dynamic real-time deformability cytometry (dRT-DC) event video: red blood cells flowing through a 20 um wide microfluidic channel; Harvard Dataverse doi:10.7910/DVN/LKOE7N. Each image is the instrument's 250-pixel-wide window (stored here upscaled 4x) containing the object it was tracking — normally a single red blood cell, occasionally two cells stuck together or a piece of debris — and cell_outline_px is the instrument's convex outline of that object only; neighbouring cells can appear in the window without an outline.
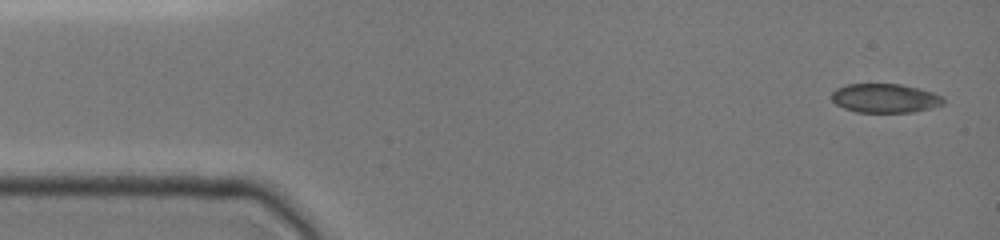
{"species": "common noctule bat (a hibernating species)", "species_latin": "Nyctalus noctula", "temperature_condition": "cold", "stored_images_in_passage": 8, "camera_frame_rate_fps": 3000, "um_per_image_px": 0.085, "animal": {"sex": "female", "body_mass_g": 19.0, "forearm_length_mm": 51.5}, "frame": {"image": 1, "passage_image": 1, "time_ms": 0.0, "image_size_px": [1000, 240], "cell_outline_px": [[944, 104], [932, 108], [912, 112], [856, 112], [844, 108], [836, 104], [832, 100], [832, 92], [836, 88], [848, 84], [900, 84], [932, 92], [944, 96]], "centroid_in_image_um": [75.23, 8.35], "position_along_channel_um": 9.8, "area_um2": 18.9}}
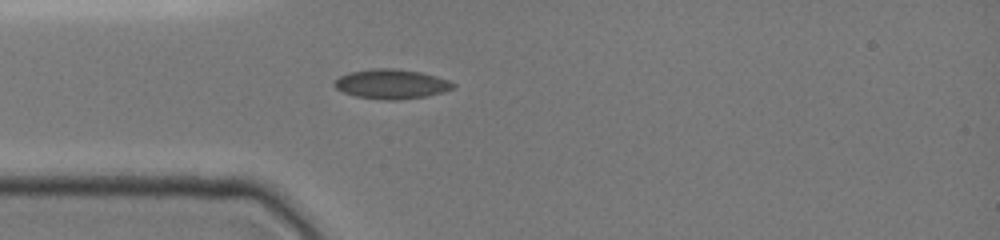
{"frame": {"image": 2, "passage_image": 5, "time_ms": 3.667, "image_size_px": [1000, 240], "cell_outline_px": [[456, 84], [452, 88], [444, 92], [424, 96], [400, 100], [384, 100], [356, 96], [344, 92], [336, 88], [332, 84], [340, 76], [352, 72], [372, 68], [392, 68], [420, 72], [436, 76], [448, 80]], "centroid_in_image_um": [33.27, 7.14], "position_along_channel_um": 51.7, "area_um2": 20.29}}
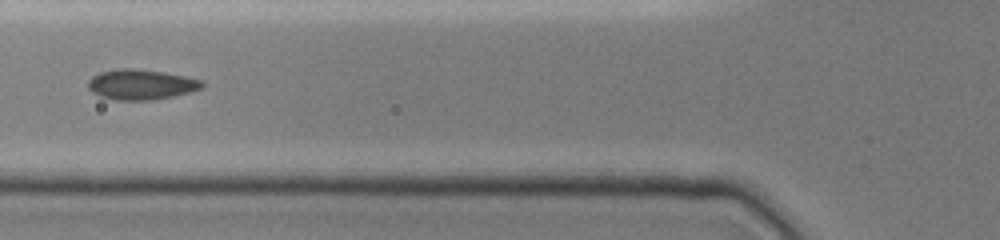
{"frame": {"image": 3, "passage_image": 7, "time_ms": 5.333, "image_size_px": [1000, 240], "cell_outline_px": [[204, 88], [172, 96], [152, 100], [116, 100], [100, 96], [92, 92], [88, 88], [88, 80], [92, 76], [100, 72], [116, 68], [136, 68], [164, 72], [204, 80]], "centroid_in_image_um": [11.99, 7.17], "position_along_channel_um": 113.8, "area_um2": 20.23}}